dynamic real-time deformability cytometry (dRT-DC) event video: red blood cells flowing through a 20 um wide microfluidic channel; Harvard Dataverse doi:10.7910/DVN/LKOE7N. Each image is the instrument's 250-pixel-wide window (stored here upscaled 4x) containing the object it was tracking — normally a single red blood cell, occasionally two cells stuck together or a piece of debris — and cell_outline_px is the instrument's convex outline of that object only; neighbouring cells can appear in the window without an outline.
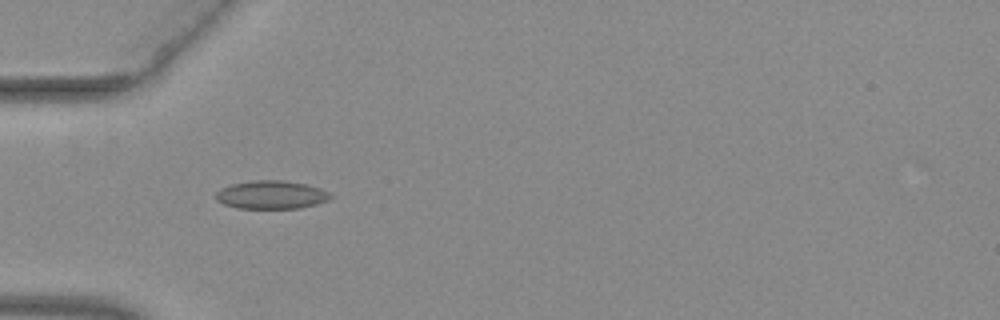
{"species": "common noctule bat (a hibernating species)", "species_latin": "Nyctalus noctula", "temperature_condition": "warm", "stored_images_in_passage": 49, "camera_frame_rate_fps": 3000, "um_per_image_px": 0.085, "animal": {"sex": "female", "body_mass_g": 29.2, "forearm_length_mm": 56.3}, "frame": {"image": 1, "passage_image": 14, "time_ms": 4.333, "image_size_px": [1000, 320], "cell_outline_px": [[332, 196], [328, 200], [316, 204], [300, 208], [236, 208], [224, 204], [216, 200], [216, 192], [232, 184], [252, 180], [284, 180], [304, 184], [320, 188], [328, 192]], "centroid_in_image_um": [23.06, 16.56], "position_along_channel_um": 61.9, "area_um2": 18.73}}
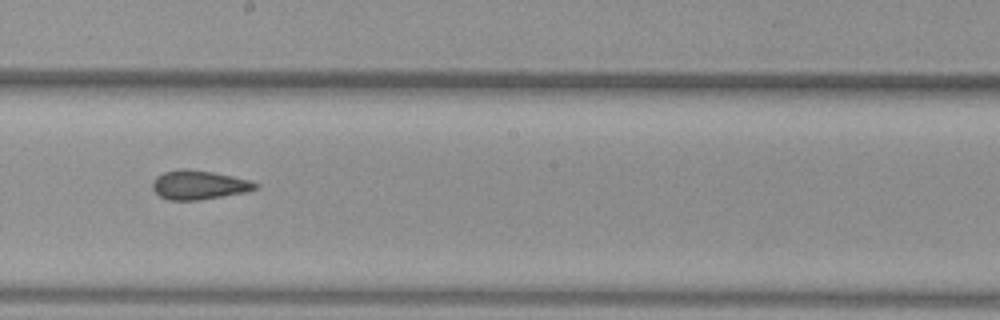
{"frame": {"image": 2, "passage_image": 27, "time_ms": 8.667, "image_size_px": [1000, 320], "cell_outline_px": [[260, 184], [256, 188], [244, 192], [200, 200], [168, 200], [160, 196], [152, 188], [152, 180], [156, 176], [164, 172], [180, 168], [184, 168], [212, 172], [232, 176], [248, 180]], "centroid_in_image_um": [16.86, 15.71], "position_along_channel_um": 231.3, "area_um2": 17.34}}
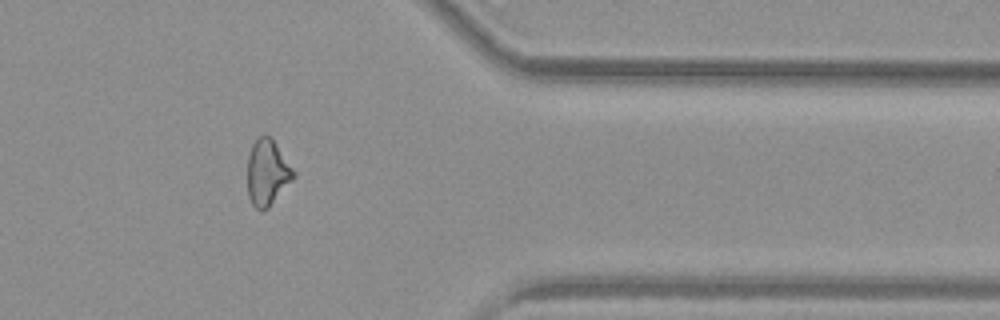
{"frame": {"image": 3, "passage_image": 40, "time_ms": 13.0, "image_size_px": [1000, 320], "cell_outline_px": [[296, 176], [268, 208], [264, 212], [260, 212], [252, 204], [248, 196], [248, 156], [252, 144], [260, 136], [272, 136], [296, 172]], "centroid_in_image_um": [22.74, 14.67], "position_along_channel_um": 388.7, "area_um2": 17.92}, "authors_computed_cell_mechanics": {"area_um2": 17.918, "velocity_mm_per_s": 3.9867, "shape_relaxation_time_tau1_ms": null, "shape_relaxation_time_tau2_ms": 2.3593, "deformation_change_tau1": null, "deformation_change_tau2": 0.0873}}